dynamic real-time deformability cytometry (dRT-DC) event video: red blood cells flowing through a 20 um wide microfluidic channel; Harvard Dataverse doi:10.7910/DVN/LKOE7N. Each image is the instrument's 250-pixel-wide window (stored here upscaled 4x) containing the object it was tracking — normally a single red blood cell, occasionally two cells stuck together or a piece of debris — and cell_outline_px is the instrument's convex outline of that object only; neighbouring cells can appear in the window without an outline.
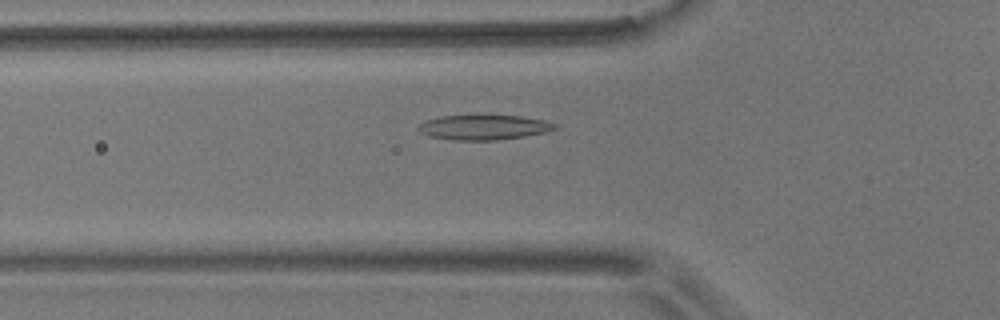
{"species": "common noctule bat (a hibernating species)", "species_latin": "Nyctalus noctula", "temperature_condition": "room temperature", "stored_images_in_passage": 41, "camera_frame_rate_fps": 3000, "um_per_image_px": 0.085, "animal": {"sex": "male", "body_mass_g": 17.9}, "frame": {"image": 1, "passage_image": 11, "time_ms": 3.333, "image_size_px": [1000, 320], "cell_outline_px": [[560, 128], [544, 132], [524, 136], [496, 140], [452, 140], [428, 136], [420, 132], [416, 128], [424, 120], [440, 116], [520, 116], [544, 120], [556, 124]], "centroid_in_image_um": [41.09, 10.83], "position_along_channel_um": 84.7, "area_um2": 19.71}}
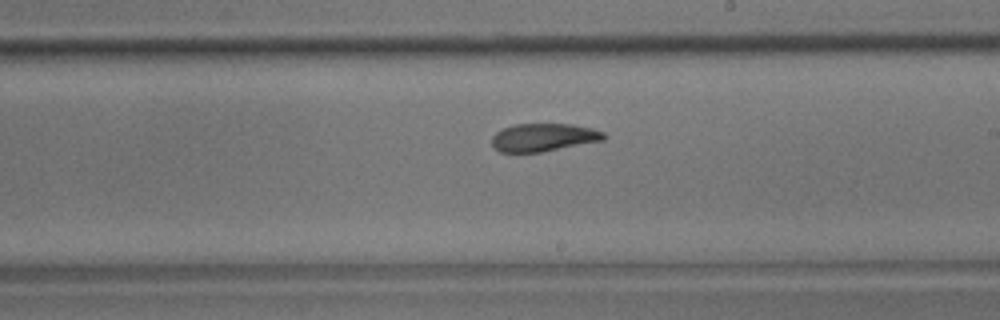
{"frame": {"image": 2, "passage_image": 24, "time_ms": 7.667, "image_size_px": [1000, 320], "cell_outline_px": [[608, 136], [604, 140], [540, 152], [500, 152], [492, 144], [492, 136], [496, 132], [504, 128], [516, 124], [572, 124], [592, 128], [604, 132]], "centroid_in_image_um": [46.23, 11.67], "position_along_channel_um": 242.8, "area_um2": 18.15}}
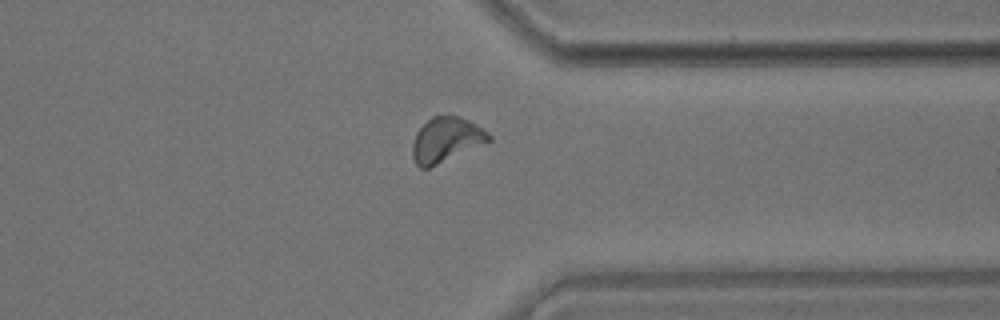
{"frame": {"image": 3, "passage_image": 35, "time_ms": 11.333, "image_size_px": [1000, 320], "cell_outline_px": [[492, 140], [428, 168], [420, 168], [416, 164], [412, 156], [412, 144], [416, 132], [432, 116], [460, 116], [476, 124], [488, 132], [492, 136]], "centroid_in_image_um": [37.91, 11.87], "position_along_channel_um": 373.5, "area_um2": 19.71}, "authors_computed_cell_mechanics": {"area_um2": 19.0162, "velocity_mm_per_s": 3.6436, "shape_relaxation_time_tau1_ms": 4.0804, "shape_relaxation_time_tau2_ms": 3.1806, "deformation_change_tau1": 0.1428, "deformation_change_tau2": 0.0924}}